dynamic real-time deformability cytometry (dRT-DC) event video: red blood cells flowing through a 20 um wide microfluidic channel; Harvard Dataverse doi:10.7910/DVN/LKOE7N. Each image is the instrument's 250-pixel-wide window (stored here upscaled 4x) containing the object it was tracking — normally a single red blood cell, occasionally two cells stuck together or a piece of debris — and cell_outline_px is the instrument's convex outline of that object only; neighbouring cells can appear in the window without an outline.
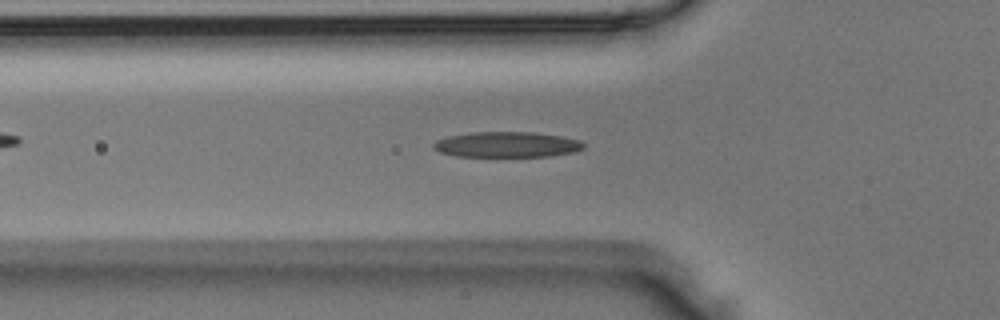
{"species": "Egyptian fruit bat (a non-hibernating species)", "species_latin": "Rousettus aegyptiacus", "temperature_condition": "room temperature", "stored_images_in_passage": 39, "camera_frame_rate_fps": 3000, "um_per_image_px": 0.085, "animal": {"sex": "male"}, "frame": {"image": 1, "passage_image": 12, "time_ms": 3.667, "image_size_px": [1000, 320], "cell_outline_px": [[584, 148], [576, 152], [548, 156], [456, 156], [440, 152], [432, 148], [432, 144], [436, 140], [448, 136], [472, 132], [532, 132], [560, 136], [580, 140], [584, 144]], "centroid_in_image_um": [43.07, 12.28], "position_along_channel_um": 82.7, "area_um2": 22.31}}
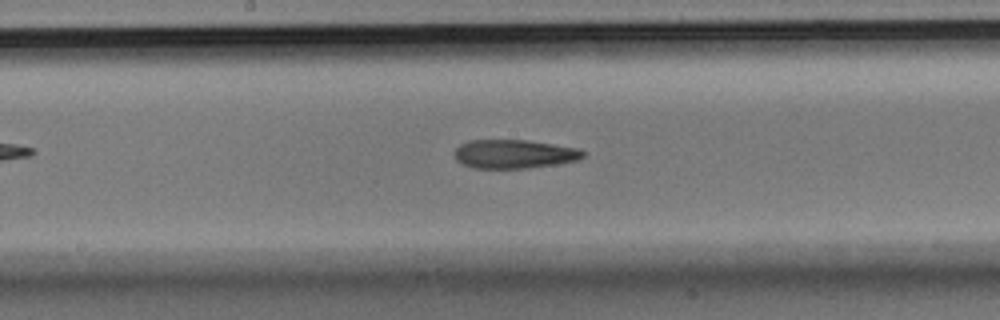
{"frame": {"image": 2, "passage_image": 21, "time_ms": 6.667, "image_size_px": [1000, 320], "cell_outline_px": [[584, 156], [576, 160], [556, 164], [528, 168], [472, 168], [456, 160], [452, 152], [460, 144], [468, 140], [528, 140], [580, 148], [584, 152]], "centroid_in_image_um": [43.67, 13.08], "position_along_channel_um": 204.5, "area_um2": 21.68}}
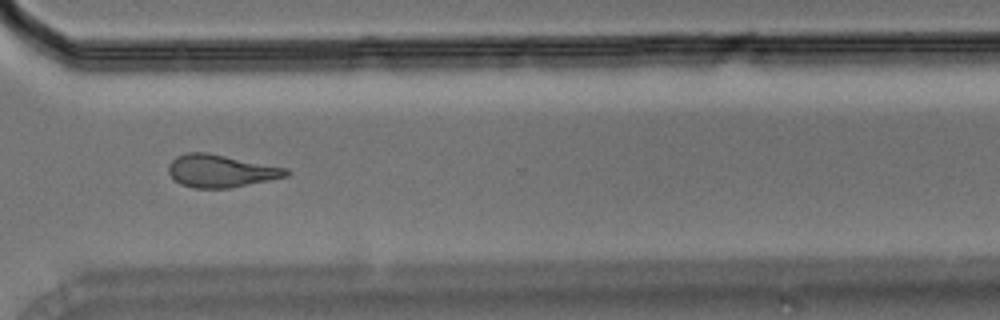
{"frame": {"image": 3, "passage_image": 32, "time_ms": 10.333, "image_size_px": [1000, 320], "cell_outline_px": [[288, 176], [228, 188], [192, 188], [180, 184], [168, 172], [168, 164], [176, 156], [188, 152], [208, 152], [288, 168]], "centroid_in_image_um": [18.74, 14.52], "position_along_channel_um": 351.9, "area_um2": 22.31}}